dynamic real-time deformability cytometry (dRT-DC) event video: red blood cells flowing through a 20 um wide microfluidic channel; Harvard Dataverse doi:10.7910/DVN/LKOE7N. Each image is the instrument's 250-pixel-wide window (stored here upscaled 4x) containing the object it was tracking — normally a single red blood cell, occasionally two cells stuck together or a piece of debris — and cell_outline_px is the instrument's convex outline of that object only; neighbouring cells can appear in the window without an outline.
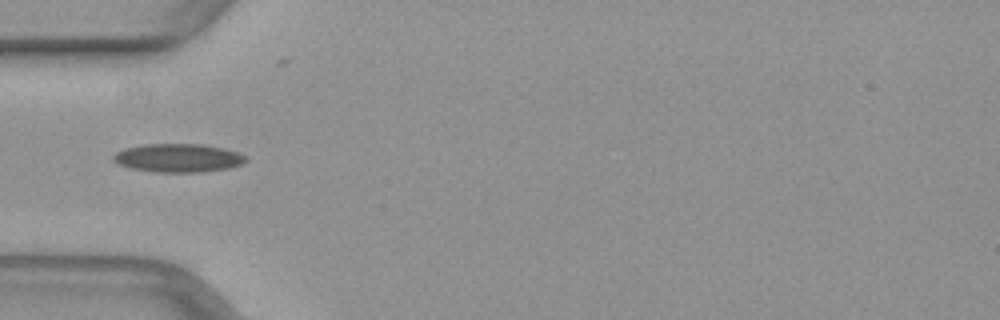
{"species": "common noctule bat (a hibernating species)", "species_latin": "Nyctalus noctula", "temperature_condition": "warm", "stored_images_in_passage": 38, "camera_frame_rate_fps": 3000, "um_per_image_px": 0.085, "animal": {"sex": "female", "body_mass_g": 29.2, "forearm_length_mm": 56.3}, "frame": {"image": 1, "passage_image": 6, "time_ms": 1.667, "image_size_px": [1000, 320], "cell_outline_px": [[248, 160], [240, 164], [228, 168], [200, 172], [156, 172], [132, 168], [120, 164], [112, 160], [112, 156], [116, 152], [124, 148], [144, 144], [200, 144], [224, 148], [236, 152], [244, 156]], "centroid_in_image_um": [15.11, 13.42], "position_along_channel_um": 69.9, "area_um2": 21.79}}
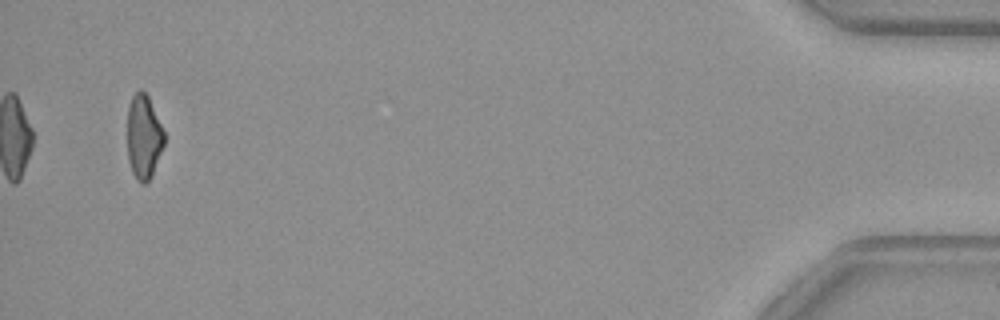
{"frame": {"image": 2, "passage_image": 38, "time_ms": 12.333, "image_size_px": [1000, 320], "cell_outline_px": [[164, 144], [152, 176], [144, 184], [140, 184], [136, 180], [132, 172], [128, 160], [128, 104], [132, 96], [140, 88], [148, 96], [164, 132]], "centroid_in_image_um": [12.2, 11.65], "position_along_channel_um": 423.0, "area_um2": 18.03}}